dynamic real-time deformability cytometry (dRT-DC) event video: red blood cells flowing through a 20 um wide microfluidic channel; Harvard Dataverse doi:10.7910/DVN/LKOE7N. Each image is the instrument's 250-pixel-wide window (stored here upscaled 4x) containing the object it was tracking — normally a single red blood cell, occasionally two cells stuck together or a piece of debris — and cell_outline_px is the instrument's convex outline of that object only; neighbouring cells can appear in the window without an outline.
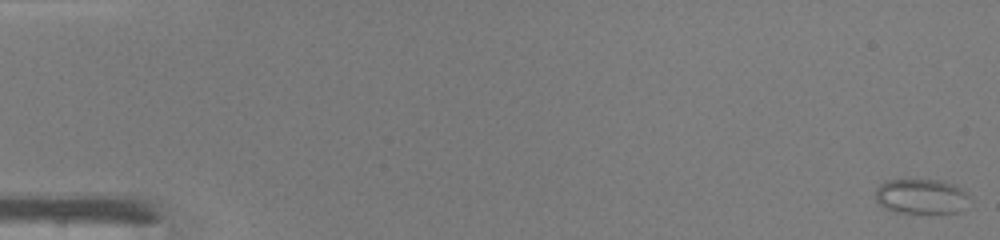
{"species": "common noctule bat (a hibernating species)", "species_latin": "Nyctalus noctula", "temperature_condition": "warm", "stored_images_in_passage": 48, "camera_frame_rate_fps": 3000, "um_per_image_px": 0.085, "animal": {"sex": "male", "body_mass_g": 19.0, "forearm_length_mm": 50.8}, "frame": {"image": 1, "passage_image": 1, "time_ms": 0.0, "image_size_px": [1000, 240], "cell_outline_px": [[968, 196], [960, 212], [896, 212], [884, 208], [876, 204], [876, 188], [884, 180], [940, 180], [956, 184], [968, 192]], "centroid_in_image_um": [78.26, 16.67], "position_along_channel_um": 6.7, "area_um2": 19.13}}
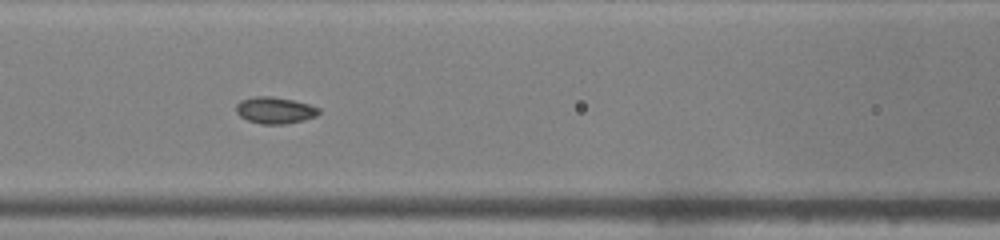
{"frame": {"image": 2, "passage_image": 22, "time_ms": 7.0, "image_size_px": [1000, 240], "cell_outline_px": [[320, 112], [316, 116], [304, 120], [284, 124], [260, 124], [248, 120], [240, 116], [236, 112], [236, 104], [240, 100], [256, 96], [272, 96], [292, 100], [308, 104], [320, 108]], "centroid_in_image_um": [23.36, 9.37], "position_along_channel_um": 143.2, "area_um2": 12.83}}
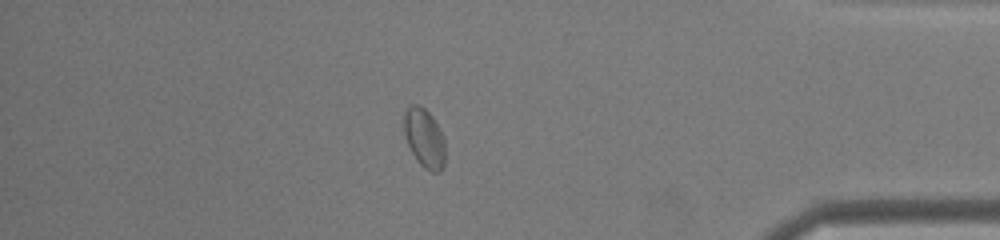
{"frame": {"image": 3, "passage_image": 42, "time_ms": 13.667, "image_size_px": [1000, 240], "cell_outline_px": [[444, 168], [440, 172], [432, 172], [424, 168], [416, 160], [404, 136], [404, 112], [408, 104], [420, 104], [432, 116], [444, 140]], "centroid_in_image_um": [36.05, 11.73], "position_along_channel_um": 399.2, "area_um2": 14.22}, "authors_computed_cell_mechanics": {"area_um2": 13.4963, "velocity_mm_per_s": 4.2919, "shape_relaxation_time_tau1_ms": 6.7019, "shape_relaxation_time_tau2_ms": null, "deformation_change_tau1": 0.1287, "deformation_change_tau2": null}}